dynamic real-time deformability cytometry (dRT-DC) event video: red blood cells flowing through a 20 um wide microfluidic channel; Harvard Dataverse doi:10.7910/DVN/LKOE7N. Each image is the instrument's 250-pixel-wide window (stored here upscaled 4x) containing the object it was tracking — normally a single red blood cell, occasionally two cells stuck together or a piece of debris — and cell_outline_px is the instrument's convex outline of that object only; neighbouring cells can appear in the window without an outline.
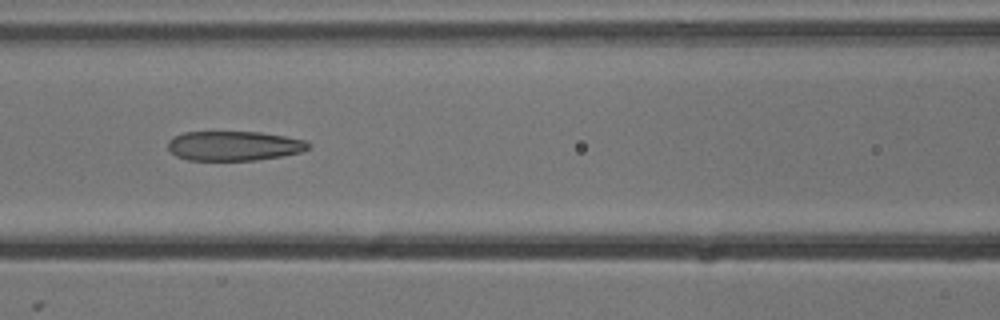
{"species": "common noctule bat (a hibernating species)", "species_latin": "Nyctalus noctula", "temperature_condition": "cold", "stored_images_in_passage": 6, "camera_frame_rate_fps": 3000, "um_per_image_px": 0.085, "animal": {"sex": "male", "body_mass_g": 13.3}, "frame": {"image": 1, "passage_image": 6, "time_ms": 1.667, "image_size_px": [1000, 320], "cell_outline_px": [[312, 144], [308, 148], [300, 152], [280, 156], [256, 160], [188, 160], [176, 156], [168, 148], [168, 140], [172, 136], [184, 132], [260, 132], [284, 136], [304, 140]], "centroid_in_image_um": [19.85, 12.39], "position_along_channel_um": 146.7, "area_um2": 24.16}}